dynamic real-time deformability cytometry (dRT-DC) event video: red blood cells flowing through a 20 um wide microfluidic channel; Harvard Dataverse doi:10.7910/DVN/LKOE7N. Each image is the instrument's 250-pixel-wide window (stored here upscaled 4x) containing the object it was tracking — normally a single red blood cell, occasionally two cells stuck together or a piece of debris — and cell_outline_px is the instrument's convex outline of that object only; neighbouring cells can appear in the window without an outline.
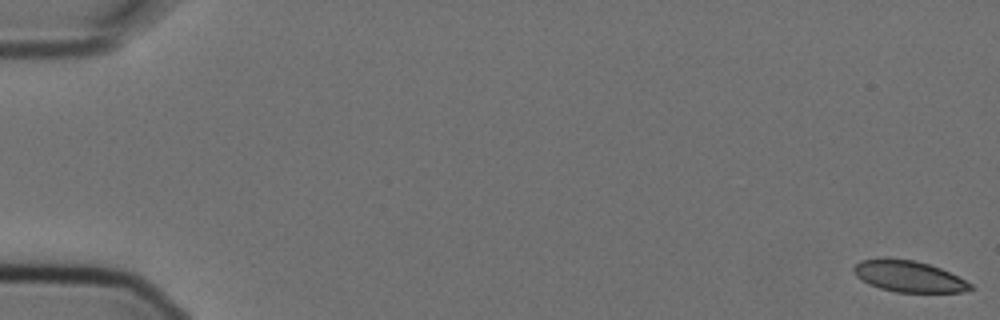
{"species": "Egyptian fruit bat (a non-hibernating species)", "species_latin": "Rousettus aegyptiacus", "temperature_condition": "cold", "stored_images_in_passage": 7, "camera_frame_rate_fps": 3000, "um_per_image_px": 0.085, "animal": {"sex": "female"}, "frame": {"image": 1, "passage_image": 1, "time_ms": 0.0, "image_size_px": [1000, 320], "cell_outline_px": [[976, 288], [964, 292], [896, 292], [880, 288], [868, 284], [856, 276], [852, 272], [852, 268], [860, 260], [916, 260], [940, 268], [972, 284]], "centroid_in_image_um": [77.26, 23.52], "position_along_channel_um": 7.7, "area_um2": 20.81}}
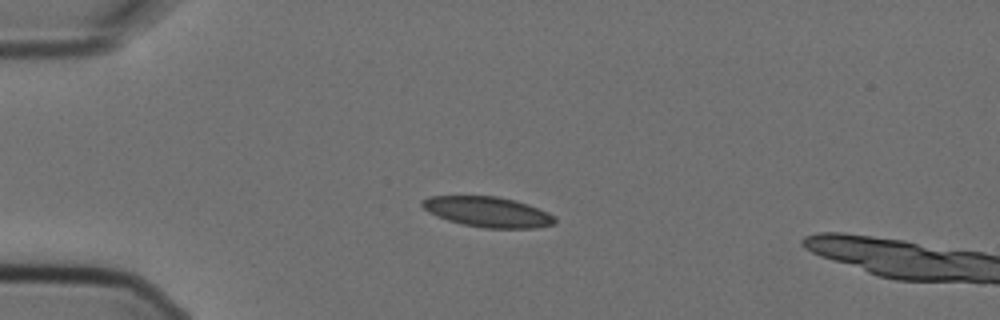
{"frame": {"image": 2, "passage_image": 5, "time_ms": 1.333, "image_size_px": [1000, 320], "cell_outline_px": [[556, 224], [536, 228], [484, 228], [464, 224], [448, 220], [436, 216], [428, 212], [420, 204], [420, 200], [428, 196], [496, 196], [516, 200], [528, 204], [548, 212], [556, 216]], "centroid_in_image_um": [41.47, 18.01], "position_along_channel_um": 43.5, "area_um2": 23.64}}